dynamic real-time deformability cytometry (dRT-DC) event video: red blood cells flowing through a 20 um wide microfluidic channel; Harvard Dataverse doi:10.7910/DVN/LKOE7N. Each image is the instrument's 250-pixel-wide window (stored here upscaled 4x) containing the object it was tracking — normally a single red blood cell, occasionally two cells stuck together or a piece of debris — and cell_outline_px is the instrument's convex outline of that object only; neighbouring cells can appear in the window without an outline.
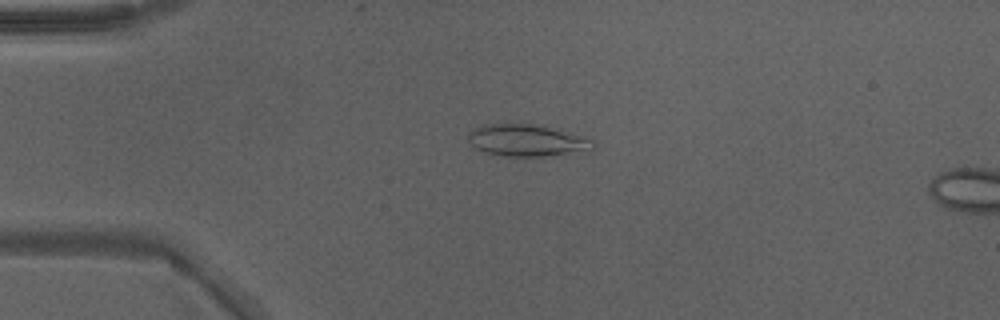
{"species": "Egyptian fruit bat (a non-hibernating species)", "species_latin": "Rousettus aegyptiacus", "temperature_condition": "warm", "stored_images_in_passage": 11, "camera_frame_rate_fps": 3000, "um_per_image_px": 0.085, "animal": {"sex": "male"}, "frame": {"image": 1, "passage_image": 8, "time_ms": 2.333, "image_size_px": [1000, 320], "cell_outline_px": [[592, 148], [540, 156], [508, 156], [488, 152], [476, 148], [468, 140], [468, 132], [476, 128], [488, 124], [532, 124], [556, 128], [584, 136], [592, 140]], "centroid_in_image_um": [44.73, 11.9], "position_along_channel_um": 40.3, "area_um2": 22.37}}